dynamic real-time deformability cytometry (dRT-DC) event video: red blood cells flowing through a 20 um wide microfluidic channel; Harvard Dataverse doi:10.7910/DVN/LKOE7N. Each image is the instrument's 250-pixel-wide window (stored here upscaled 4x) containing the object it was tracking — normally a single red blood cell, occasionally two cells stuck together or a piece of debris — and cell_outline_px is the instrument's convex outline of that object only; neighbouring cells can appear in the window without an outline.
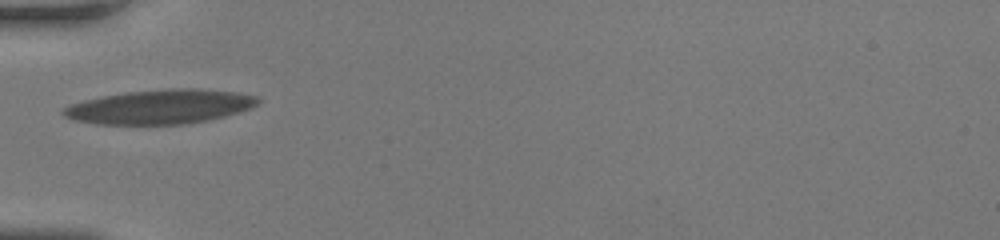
{"species": "human", "species_latin": "Homo sapiens", "temperature_condition": "room temperature", "stored_images_in_passage": 35, "camera_frame_rate_fps": 3000, "um_per_image_px": 0.085, "donor": {"sex": "female"}, "frame": {"image": 1, "passage_image": 1, "time_ms": 0.0, "image_size_px": [1000, 240], "cell_outline_px": [[260, 100], [252, 108], [224, 116], [208, 120], [184, 124], [96, 124], [72, 120], [64, 116], [60, 112], [68, 104], [84, 100], [124, 92], [168, 88], [196, 88], [236, 92], [260, 96]], "centroid_in_image_um": [13.6, 9.07], "position_along_channel_um": 71.4, "area_um2": 39.07}}
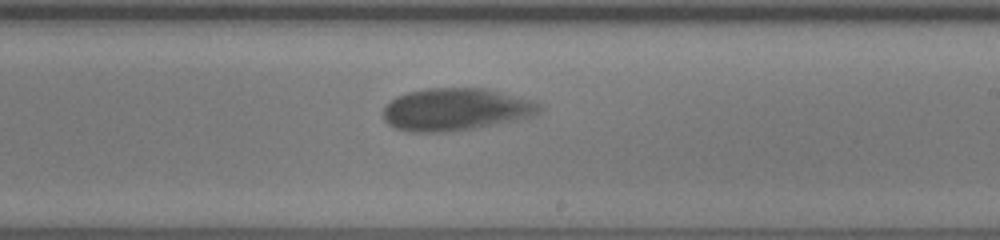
{"frame": {"image": 2, "passage_image": 15, "time_ms": 4.667, "image_size_px": [1000, 240], "cell_outline_px": [[544, 108], [540, 112], [532, 116], [516, 120], [480, 128], [452, 132], [412, 132], [392, 128], [384, 120], [384, 108], [396, 96], [408, 92], [428, 88], [488, 88], [532, 100], [540, 104]], "centroid_in_image_um": [38.76, 9.31], "position_along_channel_um": 250.2, "area_um2": 39.07}}
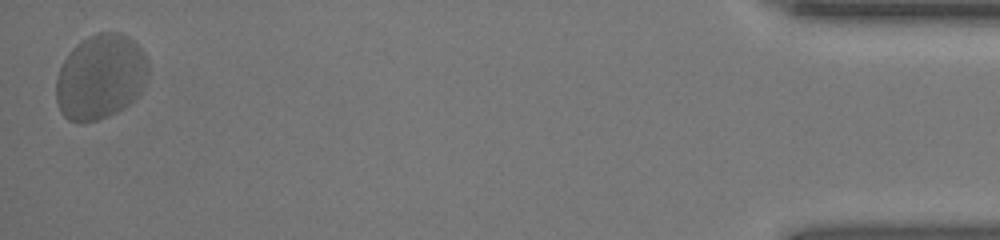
{"frame": {"image": 3, "passage_image": 35, "time_ms": 11.333, "image_size_px": [1000, 240], "cell_outline_px": [[148, 60], [140, 92], [136, 100], [124, 108], [108, 116], [84, 124], [80, 124], [68, 120], [60, 112], [56, 100], [56, 76], [68, 52], [80, 40], [96, 32], [124, 32], [136, 40], [144, 52]], "centroid_in_image_um": [8.51, 6.52], "position_along_channel_um": 426.7, "area_um2": 46.3}, "authors_computed_cell_mechanics": {"area_um2": 39.0728, "velocity_mm_per_s": 3.8767, "shape_relaxation_time_tau1_ms": 3.1867, "shape_relaxation_time_tau2_ms": null, "deformation_change_tau1": 0.1666, "deformation_change_tau2": null}}